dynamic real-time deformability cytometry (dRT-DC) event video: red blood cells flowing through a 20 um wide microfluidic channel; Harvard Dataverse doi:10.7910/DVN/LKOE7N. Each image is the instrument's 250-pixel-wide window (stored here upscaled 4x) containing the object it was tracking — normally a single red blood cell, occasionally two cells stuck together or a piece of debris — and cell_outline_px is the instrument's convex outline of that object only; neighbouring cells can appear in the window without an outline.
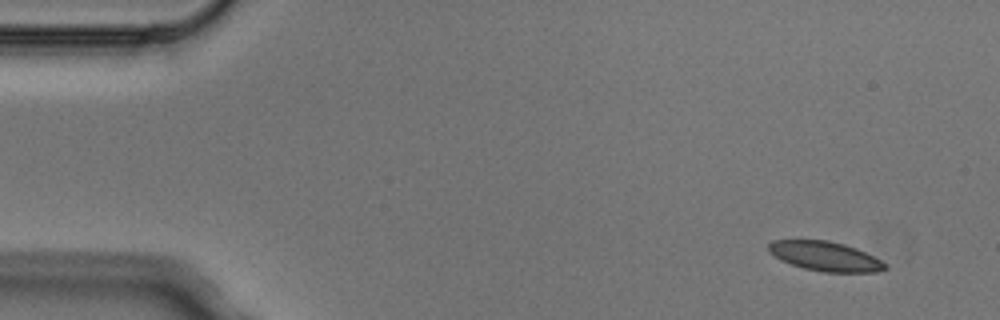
{"species": "Egyptian fruit bat (a non-hibernating species)", "species_latin": "Rousettus aegyptiacus", "temperature_condition": "cold", "stored_images_in_passage": 5, "camera_frame_rate_fps": 3000, "um_per_image_px": 0.085, "animal": {"sex": "male"}, "frame": {"image": 1, "passage_image": 1, "time_ms": 0.0, "image_size_px": [1000, 320], "cell_outline_px": [[888, 268], [876, 272], [824, 272], [804, 268], [780, 260], [768, 252], [768, 244], [772, 240], [828, 240], [844, 244], [856, 248], [888, 264]], "centroid_in_image_um": [70.13, 21.78], "position_along_channel_um": 14.9, "area_um2": 20.0}}
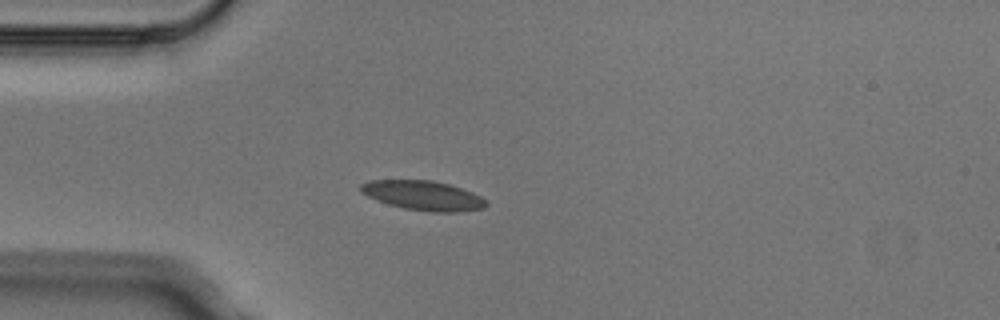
{"frame": {"image": 2, "passage_image": 4, "time_ms": 1.0, "image_size_px": [1000, 320], "cell_outline_px": [[488, 204], [484, 208], [456, 212], [428, 212], [404, 208], [388, 204], [376, 200], [360, 192], [360, 184], [368, 180], [432, 180], [448, 184], [472, 192], [488, 200]], "centroid_in_image_um": [35.96, 16.62], "position_along_channel_um": 49.0, "area_um2": 21.68}}